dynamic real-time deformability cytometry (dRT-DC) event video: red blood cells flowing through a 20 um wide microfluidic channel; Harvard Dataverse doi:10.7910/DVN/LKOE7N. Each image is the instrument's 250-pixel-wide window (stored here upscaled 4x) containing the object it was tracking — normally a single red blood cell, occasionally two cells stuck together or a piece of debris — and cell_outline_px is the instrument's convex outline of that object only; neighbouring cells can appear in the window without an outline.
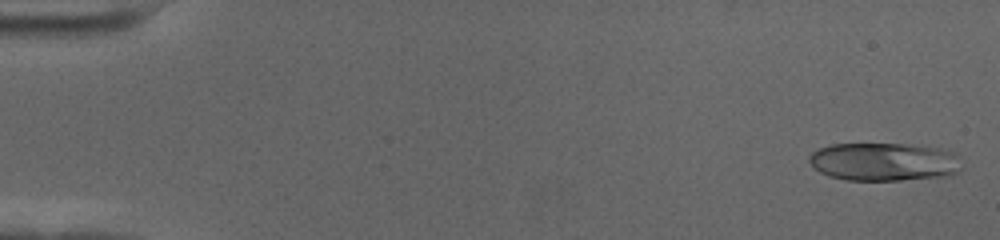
{"species": "human", "species_latin": "Homo sapiens", "temperature_condition": "cold", "stored_images_in_passage": 57, "camera_frame_rate_fps": 3000, "um_per_image_px": 0.085, "donor": {"sex": "female"}, "frame": {"image": 1, "passage_image": 2, "time_ms": 0.333, "image_size_px": [1000, 240], "cell_outline_px": [[964, 168], [960, 172], [948, 176], [900, 180], [848, 180], [828, 176], [812, 168], [808, 160], [808, 156], [812, 152], [820, 148], [832, 144], [904, 144], [936, 148], [956, 152]], "centroid_in_image_um": [75.16, 13.76], "position_along_channel_um": 9.8, "area_um2": 34.33}}
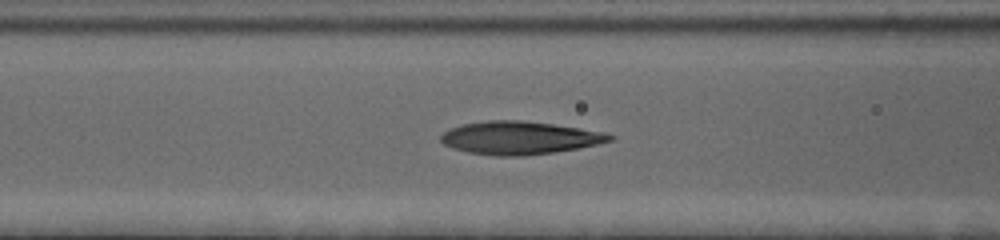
{"frame": {"image": 2, "passage_image": 24, "time_ms": 7.667, "image_size_px": [1000, 240], "cell_outline_px": [[616, 136], [612, 140], [596, 144], [576, 148], [552, 152], [524, 156], [496, 156], [468, 152], [452, 148], [444, 144], [440, 140], [440, 136], [444, 132], [452, 128], [464, 124], [488, 120], [520, 120], [552, 124], [580, 128], [604, 132]], "centroid_in_image_um": [44.15, 11.72], "position_along_channel_um": 122.5, "area_um2": 32.19}}
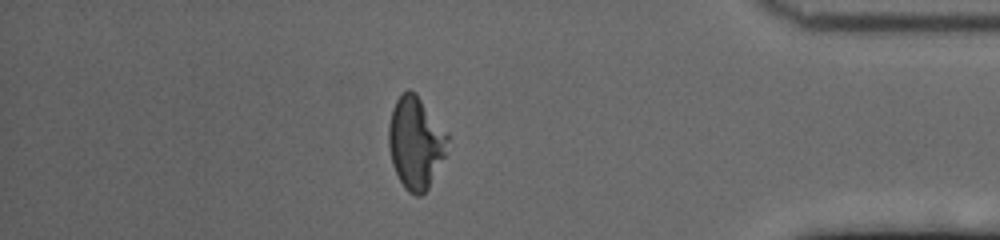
{"frame": {"image": 3, "passage_image": 50, "time_ms": 16.333, "image_size_px": [1000, 240], "cell_outline_px": [[448, 140], [444, 156], [428, 188], [420, 196], [416, 196], [408, 192], [404, 188], [392, 164], [388, 144], [388, 124], [392, 108], [396, 100], [408, 88], [416, 92], [448, 132]], "centroid_in_image_um": [35.32, 12.1], "position_along_channel_um": 399.9, "area_um2": 31.73}, "authors_computed_cell_mechanics": {"area_um2": 32.0212, "velocity_mm_per_s": 3.5577, "shape_relaxation_time_tau1_ms": 4.2317, "shape_relaxation_time_tau2_ms": 1.7501, "deformation_change_tau1": 0.1931, "deformation_change_tau2": 0.1126}}